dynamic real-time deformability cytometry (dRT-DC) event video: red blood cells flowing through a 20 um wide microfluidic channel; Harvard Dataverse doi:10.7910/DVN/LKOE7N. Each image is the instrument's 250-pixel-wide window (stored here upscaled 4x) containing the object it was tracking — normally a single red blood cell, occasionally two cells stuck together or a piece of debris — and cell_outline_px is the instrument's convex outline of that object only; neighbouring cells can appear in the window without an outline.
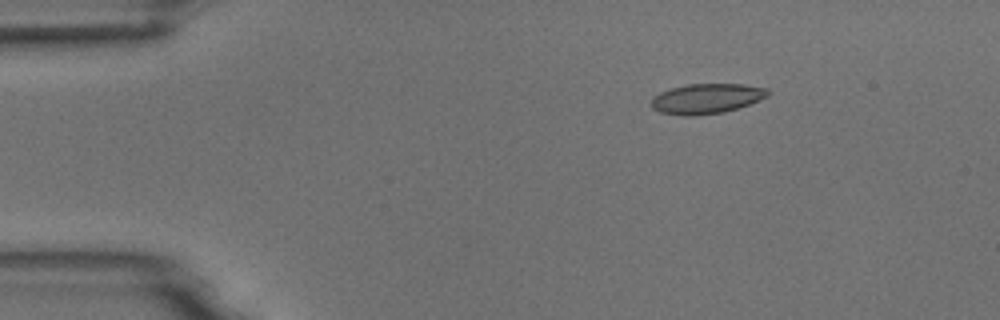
{"species": "common noctule bat (a hibernating species)", "species_latin": "Nyctalus noctula", "temperature_condition": "room temperature", "stored_images_in_passage": 4, "camera_frame_rate_fps": 3000, "um_per_image_px": 0.085, "animal": {"sex": "male", "body_mass_g": 18.8}, "frame": {"image": 1, "passage_image": 2, "time_ms": 2.0, "image_size_px": [1000, 320], "cell_outline_px": [[768, 96], [748, 104], [724, 112], [692, 116], [684, 116], [660, 112], [652, 108], [652, 96], [660, 92], [672, 88], [688, 84], [744, 84], [768, 88]], "centroid_in_image_um": [60.04, 8.38], "position_along_channel_um": 25.0, "area_um2": 20.29}}